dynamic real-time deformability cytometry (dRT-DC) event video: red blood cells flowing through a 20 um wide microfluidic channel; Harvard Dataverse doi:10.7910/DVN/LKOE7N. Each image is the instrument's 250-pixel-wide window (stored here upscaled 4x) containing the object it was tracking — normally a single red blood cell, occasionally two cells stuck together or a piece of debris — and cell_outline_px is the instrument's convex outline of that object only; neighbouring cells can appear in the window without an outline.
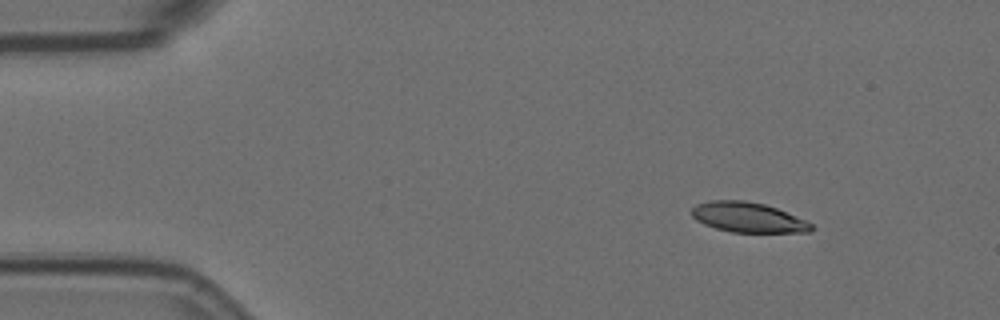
{"species": "Egyptian fruit bat (a non-hibernating species)", "species_latin": "Rousettus aegyptiacus", "temperature_condition": "room temperature", "stored_images_in_passage": 3, "camera_frame_rate_fps": 3000, "um_per_image_px": 0.085, "animal": {"sex": "female"}, "frame": {"image": 1, "passage_image": 1, "time_ms": 0.0, "image_size_px": [1000, 320], "cell_outline_px": [[812, 232], [732, 232], [716, 228], [704, 224], [696, 220], [692, 216], [692, 208], [696, 204], [708, 200], [744, 200], [764, 204], [776, 208], [808, 220], [812, 224]], "centroid_in_image_um": [63.58, 18.47], "position_along_channel_um": 21.4, "area_um2": 20.98}}